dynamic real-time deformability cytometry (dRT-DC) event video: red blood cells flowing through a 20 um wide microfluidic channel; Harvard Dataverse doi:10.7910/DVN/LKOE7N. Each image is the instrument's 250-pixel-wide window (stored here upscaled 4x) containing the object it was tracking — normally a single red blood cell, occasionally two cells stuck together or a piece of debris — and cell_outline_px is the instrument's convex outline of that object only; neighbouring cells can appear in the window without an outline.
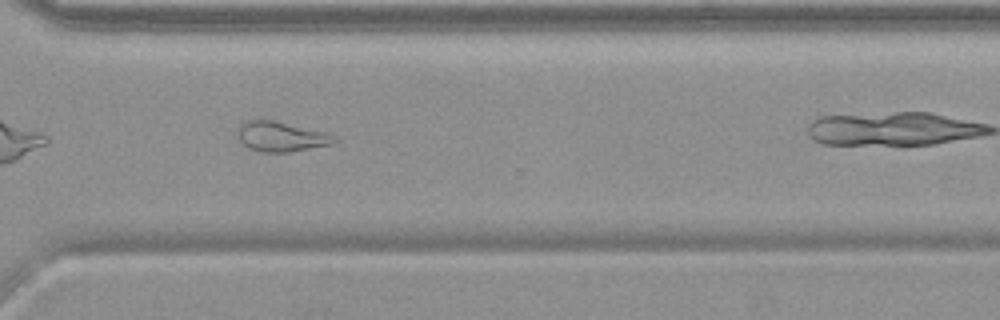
{"species": "common noctule bat (a hibernating species)", "species_latin": "Nyctalus noctula", "temperature_condition": "warm", "stored_images_in_passage": 28, "camera_frame_rate_fps": 3000, "um_per_image_px": 0.085, "animal": {"sex": "female", "body_mass_g": 19.9}, "frame": {"image": 1, "passage_image": 24, "time_ms": 7.667, "image_size_px": [1000, 320], "cell_outline_px": [[340, 140], [332, 144], [288, 152], [260, 152], [248, 148], [236, 136], [236, 128], [244, 120], [272, 120], [328, 132], [336, 136]], "centroid_in_image_um": [23.88, 11.6], "position_along_channel_um": 346.7, "area_um2": 17.17}}